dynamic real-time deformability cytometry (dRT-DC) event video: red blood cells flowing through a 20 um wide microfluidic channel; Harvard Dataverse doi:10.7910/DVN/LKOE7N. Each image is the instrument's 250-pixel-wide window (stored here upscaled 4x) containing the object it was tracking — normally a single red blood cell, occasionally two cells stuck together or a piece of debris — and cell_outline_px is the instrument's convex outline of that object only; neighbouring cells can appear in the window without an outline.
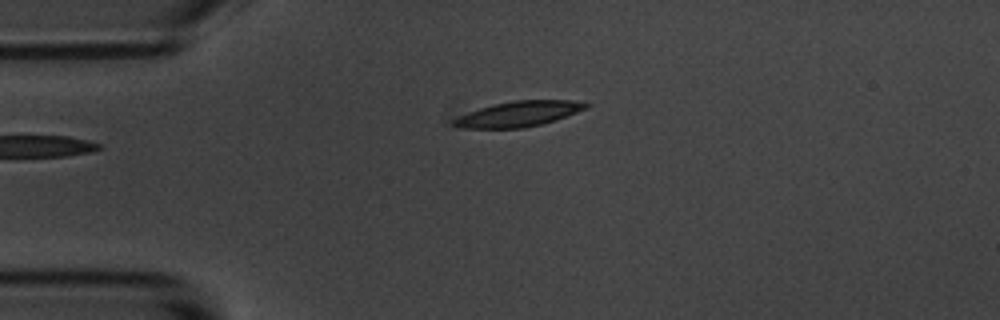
{"species": "common noctule bat (a hibernating species)", "species_latin": "Nyctalus noctula", "temperature_condition": "room temperature", "stored_images_in_passage": 3, "camera_frame_rate_fps": 3000, "um_per_image_px": 0.085, "animal": {"sex": "male", "body_mass_g": 20.1, "forearm_length_mm": 53.5}, "frame": {"image": 1, "passage_image": 3, "time_ms": 2.333, "image_size_px": [1000, 320], "cell_outline_px": [[592, 104], [588, 108], [556, 120], [524, 128], [464, 128], [452, 124], [452, 120], [468, 112], [492, 104], [512, 100], [572, 100]], "centroid_in_image_um": [44.12, 9.67], "position_along_channel_um": 40.9, "area_um2": 19.54}}